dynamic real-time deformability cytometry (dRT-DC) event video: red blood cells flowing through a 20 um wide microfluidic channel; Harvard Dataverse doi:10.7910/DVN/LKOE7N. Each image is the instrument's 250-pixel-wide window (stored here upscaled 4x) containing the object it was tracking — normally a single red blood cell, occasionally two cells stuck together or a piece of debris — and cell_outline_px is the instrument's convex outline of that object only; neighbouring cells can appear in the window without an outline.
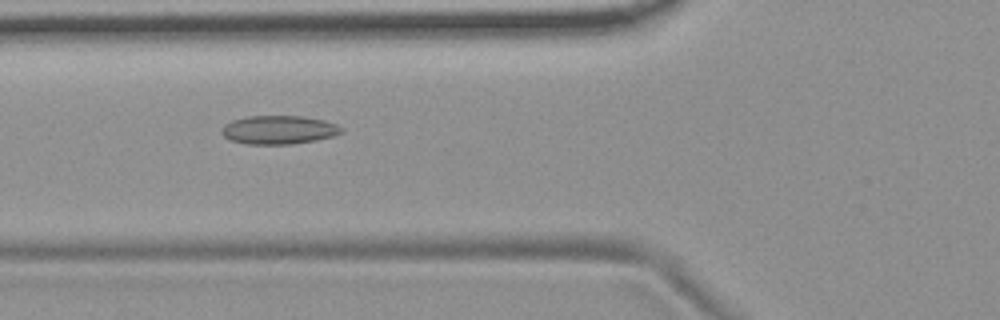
{"species": "common noctule bat (a hibernating species)", "species_latin": "Nyctalus noctula", "temperature_condition": "room temperature", "stored_images_in_passage": 28, "camera_frame_rate_fps": 3000, "um_per_image_px": 0.085, "animal": {"sex": "female", "body_mass_g": 19.9}, "frame": {"image": 1, "passage_image": 12, "time_ms": 3.667, "image_size_px": [1000, 320], "cell_outline_px": [[344, 132], [332, 136], [316, 140], [292, 144], [248, 144], [228, 140], [220, 132], [220, 128], [224, 124], [232, 120], [248, 116], [304, 116], [324, 120], [336, 124], [344, 128]], "centroid_in_image_um": [23.68, 11.03], "position_along_channel_um": 102.1, "area_um2": 20.17}}
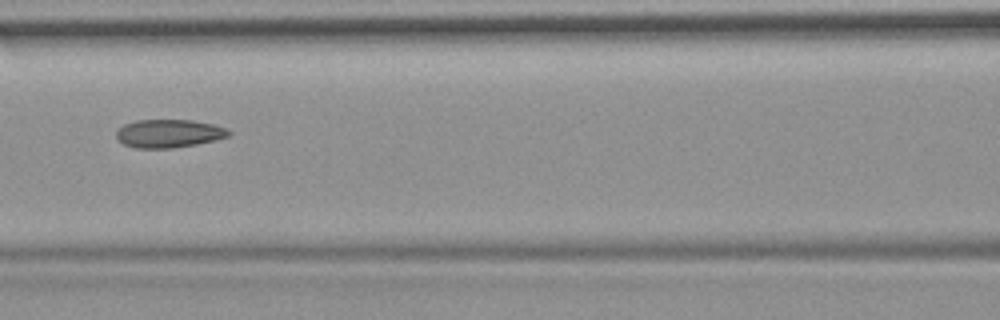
{"frame": {"image": 2, "passage_image": 16, "time_ms": 5.0, "image_size_px": [1000, 320], "cell_outline_px": [[232, 132], [228, 136], [216, 140], [196, 144], [172, 148], [136, 148], [124, 144], [116, 136], [116, 132], [124, 124], [136, 120], [192, 120], [212, 124], [224, 128]], "centroid_in_image_um": [14.35, 11.34], "position_along_channel_um": 152.3, "area_um2": 18.32}}
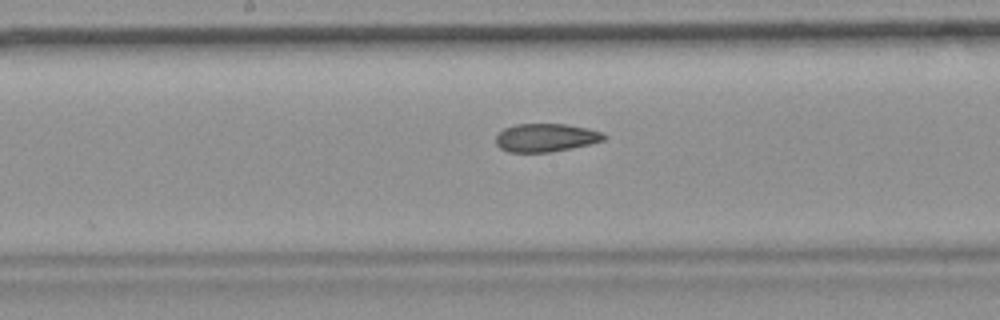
{"frame": {"image": 3, "passage_image": 20, "time_ms": 6.333, "image_size_px": [1000, 320], "cell_outline_px": [[608, 136], [604, 140], [572, 148], [548, 152], [508, 152], [500, 148], [496, 144], [496, 136], [504, 128], [516, 124], [568, 124], [588, 128], [604, 132]], "centroid_in_image_um": [46.42, 11.69], "position_along_channel_um": 201.8, "area_um2": 17.86}}